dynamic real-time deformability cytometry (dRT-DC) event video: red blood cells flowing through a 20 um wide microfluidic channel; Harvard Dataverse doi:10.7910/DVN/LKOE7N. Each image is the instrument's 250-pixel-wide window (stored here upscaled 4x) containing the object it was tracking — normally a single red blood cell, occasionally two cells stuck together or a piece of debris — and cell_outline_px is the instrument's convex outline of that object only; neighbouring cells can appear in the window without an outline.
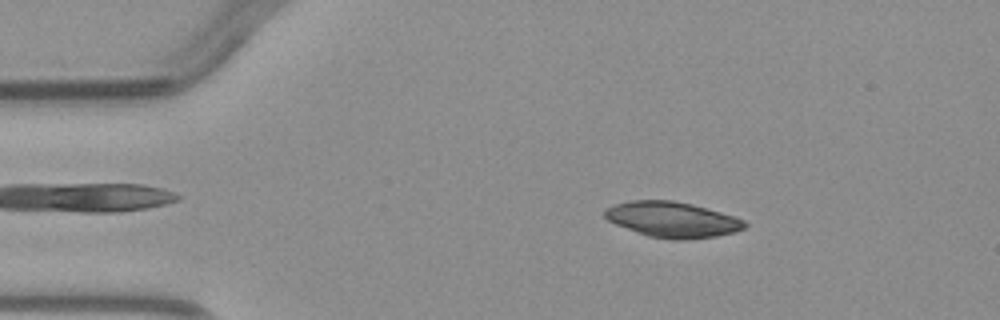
{"species": "common noctule bat (a hibernating species)", "species_latin": "Nyctalus noctula", "temperature_condition": "warm", "stored_images_in_passage": 4, "camera_frame_rate_fps": 3000, "um_per_image_px": 0.085, "animal": {"sex": "male", "body_mass_g": 23.1, "forearm_length_mm": 52.7}, "frame": {"image": 1, "passage_image": 2, "time_ms": 1.333, "image_size_px": [1000, 320], "cell_outline_px": [[748, 224], [744, 228], [736, 232], [716, 236], [688, 240], [672, 240], [648, 236], [636, 232], [616, 224], [608, 220], [604, 216], [604, 208], [628, 200], [672, 200], [692, 204], [736, 216], [744, 220]], "centroid_in_image_um": [57.16, 18.67], "position_along_channel_um": 27.8, "area_um2": 29.25}}